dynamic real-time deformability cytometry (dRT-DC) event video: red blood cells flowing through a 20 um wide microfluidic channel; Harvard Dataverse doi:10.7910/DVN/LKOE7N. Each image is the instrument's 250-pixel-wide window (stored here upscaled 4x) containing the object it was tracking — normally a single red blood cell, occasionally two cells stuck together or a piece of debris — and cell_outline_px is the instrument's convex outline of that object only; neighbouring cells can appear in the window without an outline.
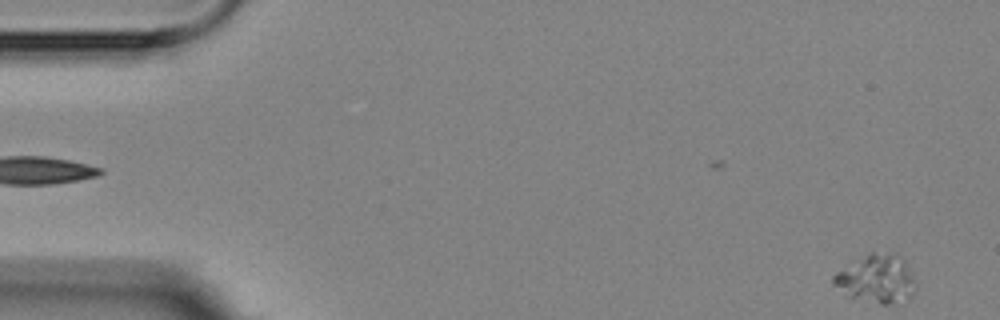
{"species": "Egyptian fruit bat (a non-hibernating species)", "species_latin": "Rousettus aegyptiacus", "temperature_condition": "room temperature", "stored_images_in_passage": 3, "segment_of_instrument_passage": [2, 2], "camera_frame_rate_fps": 3000, "um_per_image_px": 0.085, "animal": {"sex": "female"}, "frame": {"image": 1, "passage_image": 3, "time_ms": 2.333, "image_size_px": [1000, 320], "cell_outline_px": [[916, 288], [912, 296], [904, 304], [880, 304], [844, 296], [832, 284], [832, 276], [836, 272], [872, 252], [892, 256], [904, 260], [916, 284]], "centroid_in_image_um": [74.49, 23.8], "position_along_channel_um": 10.5, "area_um2": 22.95}}